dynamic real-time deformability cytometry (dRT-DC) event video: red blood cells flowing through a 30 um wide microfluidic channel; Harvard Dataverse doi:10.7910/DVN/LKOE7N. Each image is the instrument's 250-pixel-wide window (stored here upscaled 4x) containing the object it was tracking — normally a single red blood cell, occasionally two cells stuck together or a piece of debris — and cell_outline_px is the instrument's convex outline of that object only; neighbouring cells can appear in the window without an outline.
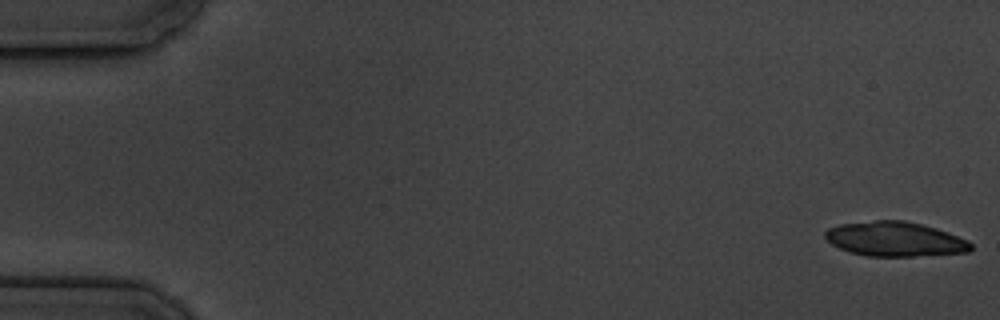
{"species": "common noctule bat (a hibernating species)", "species_latin": "Nyctalus noctula", "temperature_condition": "cold", "stored_images_in_passage": 7, "camera_frame_rate_fps": 3000, "um_per_image_px": 0.085, "animal": {"sex": "male", "body_mass_g": 19.5, "forearm_length_mm": 54.6}, "frame": {"image": 1, "passage_image": 1, "time_ms": 0.0, "image_size_px": [1000, 320], "cell_outline_px": [[972, 248], [968, 252], [912, 256], [868, 256], [848, 252], [832, 244], [824, 236], [824, 232], [828, 228], [840, 224], [876, 220], [904, 220], [936, 228], [948, 232], [968, 240], [972, 244]], "centroid_in_image_um": [76.06, 20.32], "position_along_channel_um": 8.9, "area_um2": 29.3}}